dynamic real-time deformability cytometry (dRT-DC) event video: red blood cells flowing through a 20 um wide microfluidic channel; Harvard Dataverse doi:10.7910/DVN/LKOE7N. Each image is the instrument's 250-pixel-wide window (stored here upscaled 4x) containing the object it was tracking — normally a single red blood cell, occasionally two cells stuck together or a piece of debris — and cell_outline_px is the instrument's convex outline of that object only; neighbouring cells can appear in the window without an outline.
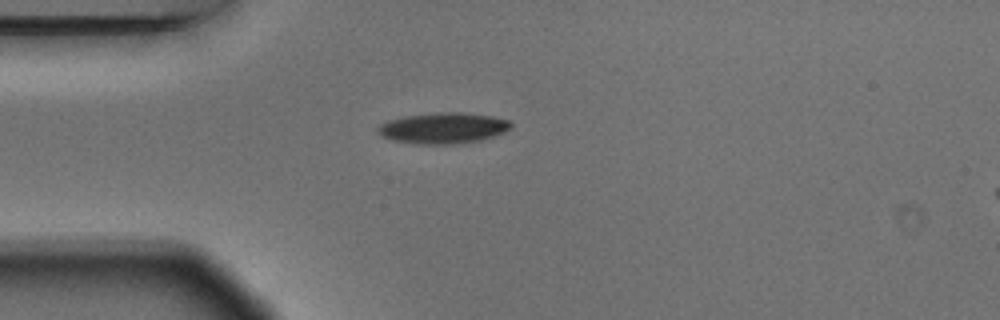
{"species": "Egyptian fruit bat (a non-hibernating species)", "species_latin": "Rousettus aegyptiacus", "temperature_condition": "warm", "stored_images_in_passage": 2, "segment_of_instrument_passage": [1, 2], "camera_frame_rate_fps": 3000, "um_per_image_px": 0.085, "animal": {"sex": "male"}, "frame": {"image": 1, "passage_image": 1, "time_ms": 0.0, "image_size_px": [1000, 320], "cell_outline_px": [[512, 128], [504, 132], [480, 140], [456, 144], [416, 144], [392, 140], [380, 136], [376, 132], [376, 128], [380, 124], [388, 120], [404, 116], [440, 112], [460, 112], [492, 116], [508, 120], [512, 124]], "centroid_in_image_um": [37.63, 10.89], "position_along_channel_um": 47.4, "area_um2": 24.1}}